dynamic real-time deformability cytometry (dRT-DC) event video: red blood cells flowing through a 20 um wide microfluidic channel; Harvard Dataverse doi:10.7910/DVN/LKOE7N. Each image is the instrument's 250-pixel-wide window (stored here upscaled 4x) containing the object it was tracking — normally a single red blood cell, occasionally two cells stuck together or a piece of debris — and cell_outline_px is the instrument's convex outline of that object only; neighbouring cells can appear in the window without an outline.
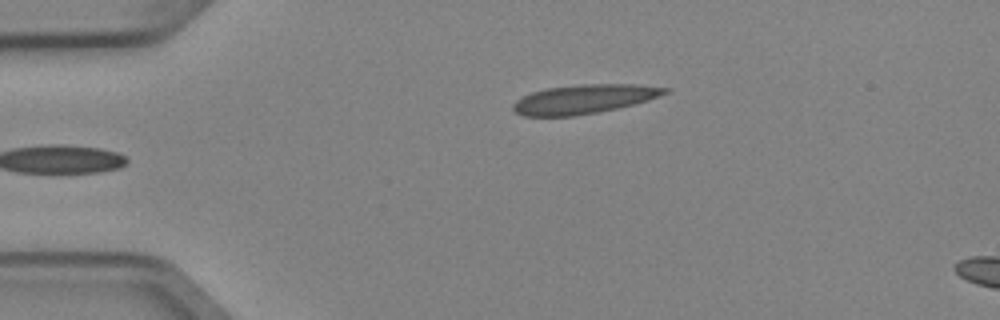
{"species": "Egyptian fruit bat (a non-hibernating species)", "species_latin": "Rousettus aegyptiacus", "temperature_condition": "cold", "stored_images_in_passage": 4, "camera_frame_rate_fps": 3000, "um_per_image_px": 0.085, "animal": {"sex": "female"}, "frame": {"image": 1, "passage_image": 4, "time_ms": 1.0, "image_size_px": [1000, 320], "cell_outline_px": [[672, 88], [668, 92], [648, 100], [616, 108], [576, 116], [524, 116], [516, 112], [512, 108], [512, 104], [516, 100], [532, 92], [548, 88], [580, 84], [640, 84]], "centroid_in_image_um": [49.65, 8.41], "position_along_channel_um": 35.3, "area_um2": 25.61}}